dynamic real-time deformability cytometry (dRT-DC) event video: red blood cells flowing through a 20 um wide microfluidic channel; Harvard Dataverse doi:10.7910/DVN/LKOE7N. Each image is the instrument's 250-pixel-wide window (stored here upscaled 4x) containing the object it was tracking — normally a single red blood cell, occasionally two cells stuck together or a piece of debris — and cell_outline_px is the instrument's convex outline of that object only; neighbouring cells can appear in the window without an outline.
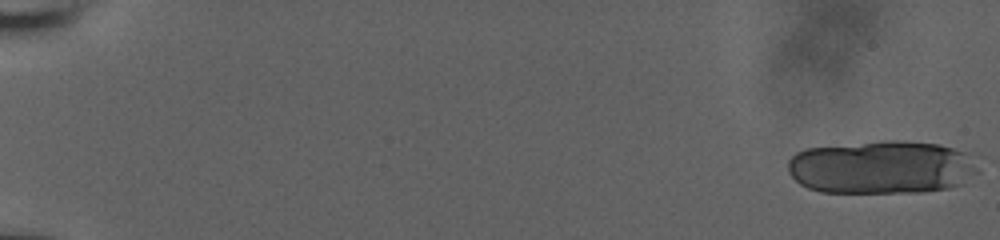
{"species": "human", "species_latin": "Homo sapiens", "temperature_condition": "room temperature", "stored_images_in_passage": 22, "camera_frame_rate_fps": 3000, "um_per_image_px": 0.085, "donor": {"sex": "male"}, "frame": {"image": 1, "passage_image": 1, "time_ms": 0.0, "image_size_px": [1000, 240], "cell_outline_px": [[980, 172], [960, 184], [948, 188], [924, 192], [820, 192], [808, 188], [800, 184], [788, 172], [788, 160], [796, 152], [808, 148], [880, 140], [900, 140], [936, 144], [952, 148], [964, 152]], "centroid_in_image_um": [74.89, 14.22], "position_along_channel_um": 10.1, "area_um2": 59.01}}
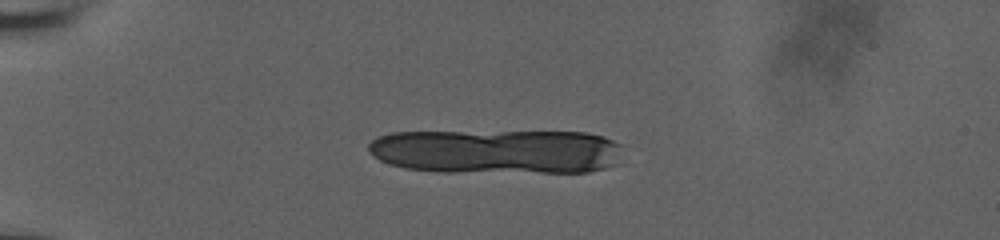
{"frame": {"image": 2, "passage_image": 14, "time_ms": 4.333, "image_size_px": [1000, 240], "cell_outline_px": [[620, 144], [616, 164], [604, 168], [588, 172], [440, 172], [404, 168], [388, 164], [380, 160], [368, 148], [368, 144], [376, 136], [392, 132], [584, 132], [604, 136]], "centroid_in_image_um": [42.19, 12.88], "position_along_channel_um": 42.8, "area_um2": 66.3}}
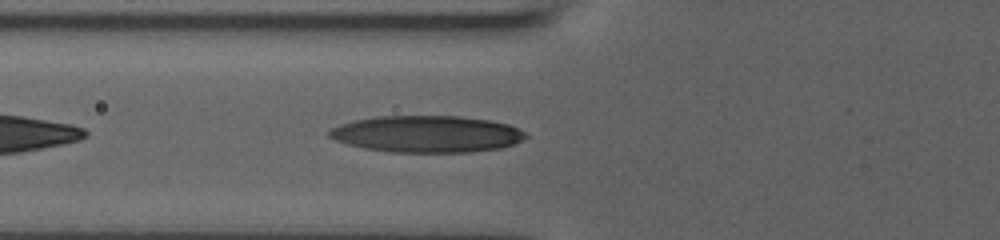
{"frame": {"image": 3, "passage_image": 22, "time_ms": 7.0, "image_size_px": [1000, 240], "cell_outline_px": [[528, 136], [524, 140], [500, 148], [472, 152], [388, 152], [364, 148], [348, 144], [336, 140], [328, 136], [328, 132], [332, 128], [340, 124], [356, 120], [376, 116], [460, 116], [492, 120], [508, 124], [520, 128]], "centroid_in_image_um": [36.31, 11.39], "position_along_channel_um": 89.5, "area_um2": 42.19}}